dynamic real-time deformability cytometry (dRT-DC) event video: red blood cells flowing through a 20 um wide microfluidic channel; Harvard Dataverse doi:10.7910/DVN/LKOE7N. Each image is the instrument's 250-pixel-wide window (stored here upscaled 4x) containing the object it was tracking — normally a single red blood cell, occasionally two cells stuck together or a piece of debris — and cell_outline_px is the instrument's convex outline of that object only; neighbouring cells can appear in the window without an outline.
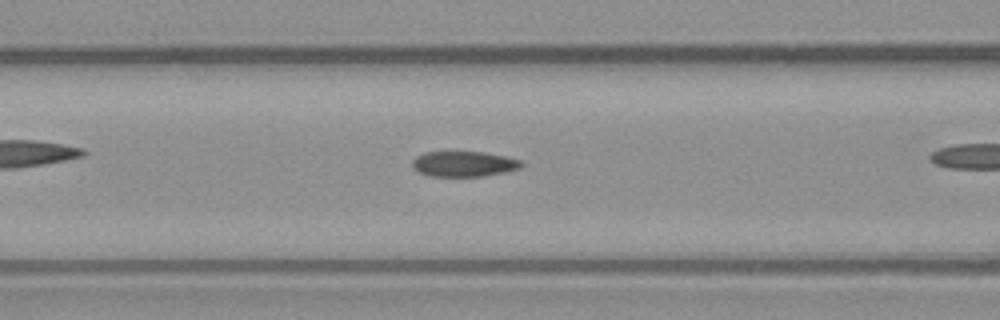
{"species": "common noctule bat (a hibernating species)", "species_latin": "Nyctalus noctula", "temperature_condition": "warm", "stored_images_in_passage": 34, "camera_frame_rate_fps": 3000, "um_per_image_px": 0.085, "animal": {"sex": "male", "body_mass_g": 23.1, "forearm_length_mm": 52.7}, "frame": {"image": 1, "passage_image": 14, "time_ms": 4.333, "image_size_px": [1000, 320], "cell_outline_px": [[524, 164], [520, 168], [504, 172], [480, 176], [432, 176], [420, 172], [412, 168], [412, 160], [416, 156], [424, 152], [448, 148], [484, 152], [504, 156], [520, 160]], "centroid_in_image_um": [39.35, 13.87], "position_along_channel_um": 127.2, "area_um2": 16.88}}
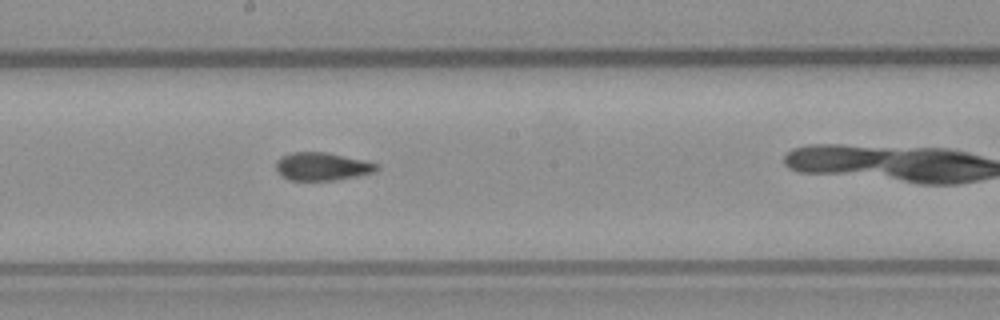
{"frame": {"image": 2, "passage_image": 21, "time_ms": 6.667, "image_size_px": [1000, 320], "cell_outline_px": [[380, 168], [376, 172], [336, 180], [288, 180], [276, 168], [276, 160], [280, 156], [292, 152], [328, 152], [380, 164]], "centroid_in_image_um": [27.41, 14.14], "position_along_channel_um": 220.8, "area_um2": 16.47}}
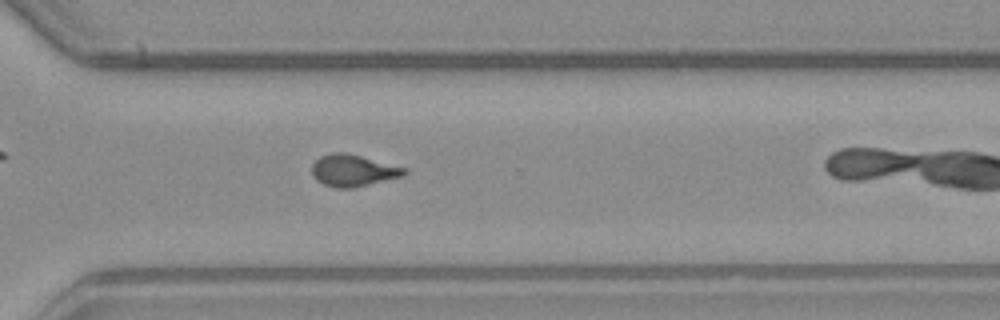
{"frame": {"image": 3, "passage_image": 30, "time_ms": 9.667, "image_size_px": [1000, 320], "cell_outline_px": [[408, 172], [404, 176], [352, 188], [336, 188], [324, 184], [316, 180], [312, 176], [312, 164], [320, 156], [332, 152], [344, 152], [408, 168]], "centroid_in_image_um": [30.02, 14.49], "position_along_channel_um": 340.6, "area_um2": 17.17}}